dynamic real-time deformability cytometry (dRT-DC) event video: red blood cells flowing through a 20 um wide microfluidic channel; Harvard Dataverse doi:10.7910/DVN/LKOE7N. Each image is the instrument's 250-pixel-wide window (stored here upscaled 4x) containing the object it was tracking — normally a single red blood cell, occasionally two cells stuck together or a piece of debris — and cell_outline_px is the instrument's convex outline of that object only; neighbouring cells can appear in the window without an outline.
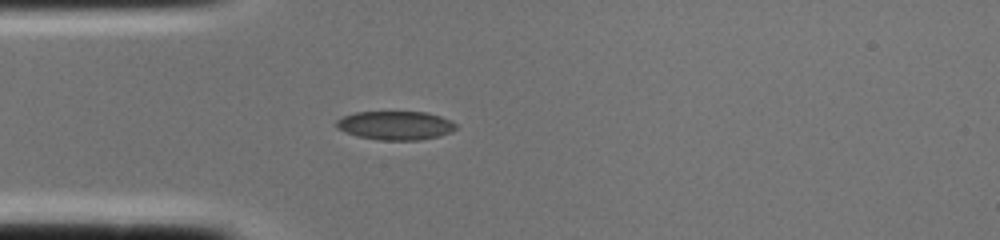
{"species": "common noctule bat (a hibernating species)", "species_latin": "Nyctalus noctula", "temperature_condition": "cold", "stored_images_in_passage": 2, "camera_frame_rate_fps": 3000, "um_per_image_px": 0.085, "animal": {"sex": "female", "body_mass_g": 22.0, "forearm_length_mm": 56.7}, "frame": {"image": 1, "passage_image": 2, "time_ms": 0.333, "image_size_px": [1000, 240], "cell_outline_px": [[456, 128], [452, 132], [440, 136], [420, 140], [380, 140], [356, 136], [344, 132], [336, 128], [336, 120], [344, 116], [356, 112], [428, 112], [452, 120], [456, 124]], "centroid_in_image_um": [33.63, 10.66], "position_along_channel_um": 51.4, "area_um2": 20.23}}